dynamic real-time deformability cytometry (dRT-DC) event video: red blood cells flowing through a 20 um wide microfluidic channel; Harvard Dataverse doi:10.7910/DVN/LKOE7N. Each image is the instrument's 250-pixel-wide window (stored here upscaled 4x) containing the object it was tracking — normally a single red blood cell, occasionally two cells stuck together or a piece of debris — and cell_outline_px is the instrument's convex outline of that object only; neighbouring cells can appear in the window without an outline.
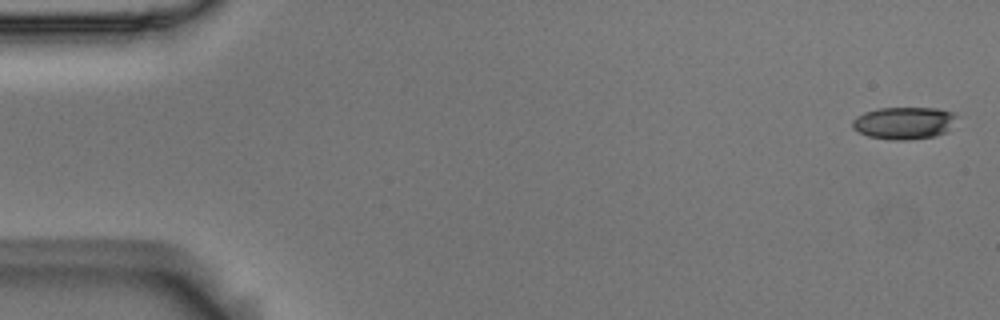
{"species": "Egyptian fruit bat (a non-hibernating species)", "species_latin": "Rousettus aegyptiacus", "temperature_condition": "room temperature", "stored_images_in_passage": 4, "camera_frame_rate_fps": 3000, "um_per_image_px": 0.085, "animal": {"sex": "male"}, "frame": {"image": 1, "passage_image": 1, "time_ms": 0.0, "image_size_px": [1000, 320], "cell_outline_px": [[956, 116], [948, 132], [936, 136], [904, 140], [892, 140], [868, 136], [852, 128], [852, 120], [856, 116], [864, 112], [880, 108], [936, 108], [952, 112]], "centroid_in_image_um": [76.82, 10.46], "position_along_channel_um": 8.2, "area_um2": 19.59}}
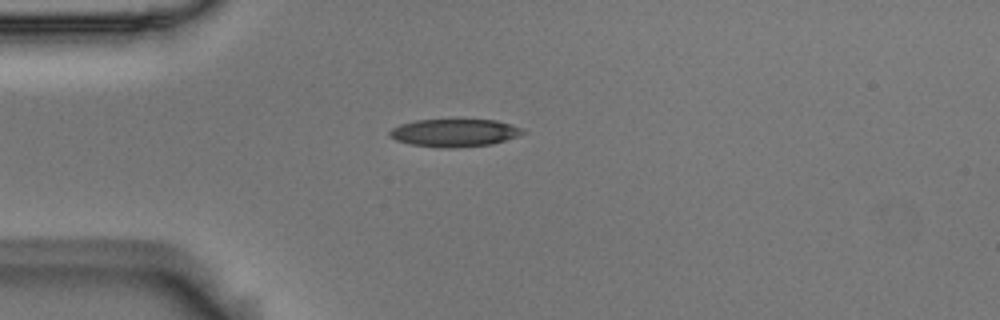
{"frame": {"image": 2, "passage_image": 4, "time_ms": 1.0, "image_size_px": [1000, 320], "cell_outline_px": [[524, 132], [516, 136], [492, 144], [452, 148], [448, 148], [412, 144], [396, 140], [388, 136], [388, 132], [392, 128], [400, 124], [416, 120], [496, 120], [512, 124], [524, 128]], "centroid_in_image_um": [38.61, 11.28], "position_along_channel_um": 46.4, "area_um2": 21.33}}